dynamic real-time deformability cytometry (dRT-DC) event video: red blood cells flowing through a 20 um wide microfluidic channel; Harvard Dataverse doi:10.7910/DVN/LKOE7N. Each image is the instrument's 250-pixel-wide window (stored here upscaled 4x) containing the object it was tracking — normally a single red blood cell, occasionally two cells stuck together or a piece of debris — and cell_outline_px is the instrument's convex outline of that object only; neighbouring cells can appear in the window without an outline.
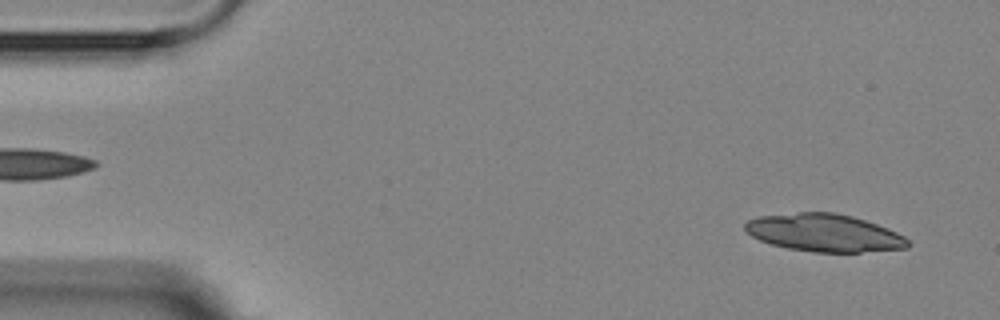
{"species": "Egyptian fruit bat (a non-hibernating species)", "species_latin": "Rousettus aegyptiacus", "temperature_condition": "room temperature", "stored_images_in_passage": 4, "segment_of_instrument_passage": [2, 2], "camera_frame_rate_fps": 3000, "um_per_image_px": 0.085, "animal": {"sex": "female"}, "frame": {"image": 1, "passage_image": 4, "time_ms": 4.0, "image_size_px": [1000, 320], "cell_outline_px": [[912, 244], [908, 248], [860, 252], [816, 252], [788, 248], [772, 244], [760, 240], [752, 236], [744, 228], [744, 224], [748, 220], [760, 216], [800, 212], [832, 212], [852, 216], [888, 228], [904, 236]], "centroid_in_image_um": [70.08, 19.79], "position_along_channel_um": 14.9, "area_um2": 35.55}}